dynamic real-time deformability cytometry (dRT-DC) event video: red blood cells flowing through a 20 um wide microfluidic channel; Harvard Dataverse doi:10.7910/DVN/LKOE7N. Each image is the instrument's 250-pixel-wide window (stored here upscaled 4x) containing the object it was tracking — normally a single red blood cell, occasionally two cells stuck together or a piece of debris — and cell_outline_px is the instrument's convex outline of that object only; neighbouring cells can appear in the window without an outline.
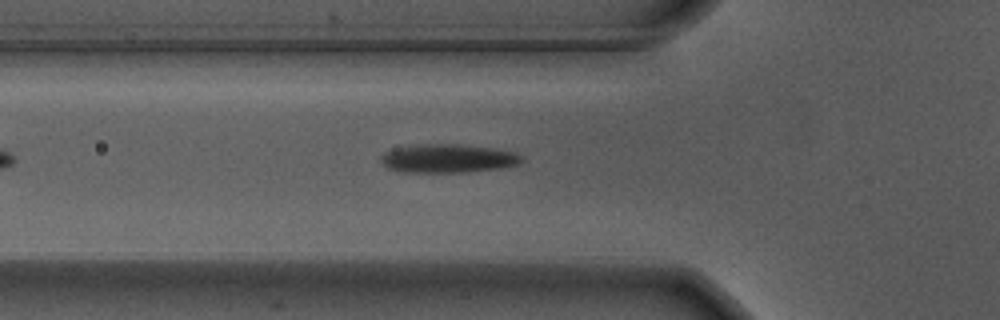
{"species": "Egyptian fruit bat (a non-hibernating species)", "species_latin": "Rousettus aegyptiacus", "temperature_condition": "warm", "stored_images_in_passage": 39, "camera_frame_rate_fps": 3000, "um_per_image_px": 0.085, "animal": {"sex": "male"}, "frame": {"image": 1, "passage_image": 9, "time_ms": 2.667, "image_size_px": [1000, 320], "cell_outline_px": [[524, 160], [520, 164], [504, 168], [468, 172], [400, 172], [388, 168], [380, 164], [380, 156], [384, 152], [396, 148], [428, 144], [456, 144], [492, 148], [516, 152], [524, 156]], "centroid_in_image_um": [38.12, 13.48], "position_along_channel_um": 87.7, "area_um2": 23.7}}
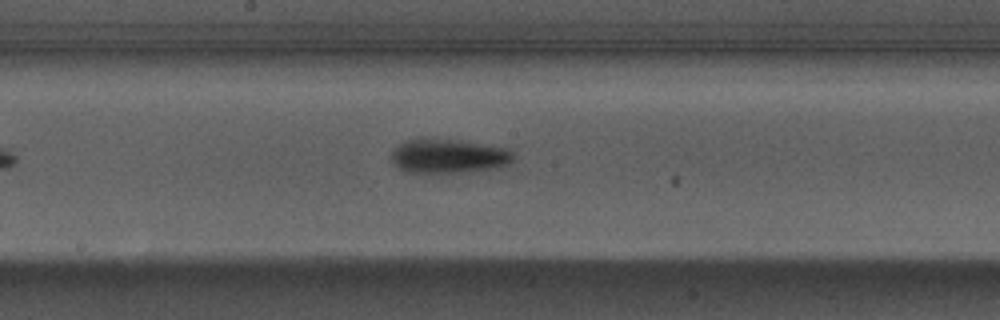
{"frame": {"image": 2, "passage_image": 19, "time_ms": 6.0, "image_size_px": [1000, 320], "cell_outline_px": [[512, 160], [508, 164], [496, 168], [460, 172], [408, 172], [400, 168], [392, 160], [392, 148], [408, 140], [448, 140], [508, 148], [512, 152]], "centroid_in_image_um": [38.12, 13.29], "position_along_channel_um": 210.1, "area_um2": 23.35}}
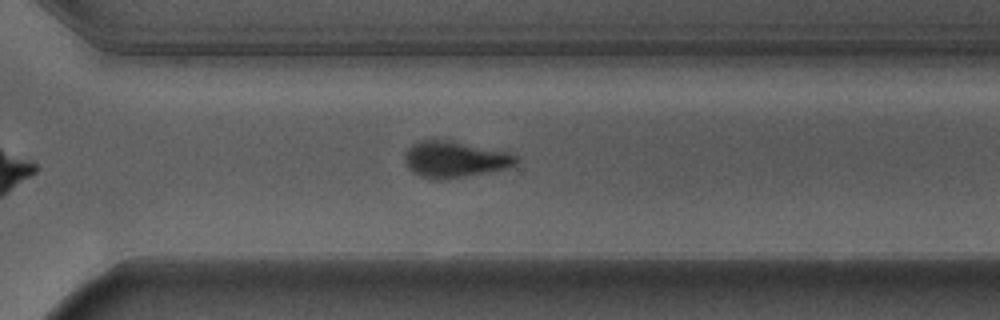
{"frame": {"image": 3, "passage_image": 29, "time_ms": 9.333, "image_size_px": [1000, 320], "cell_outline_px": [[520, 160], [516, 164], [508, 168], [444, 180], [436, 180], [420, 176], [412, 172], [408, 168], [404, 160], [404, 156], [408, 148], [412, 144], [420, 140], [444, 140], [512, 152]], "centroid_in_image_um": [38.66, 13.55], "position_along_channel_um": 331.9, "area_um2": 23.58}, "authors_computed_cell_mechanics": {"area_um2": 23.4668, "velocity_mm_per_s": 3.6662, "shape_relaxation_time_tau1_ms": 3.4236, "shape_relaxation_time_tau2_ms": 2.1675, "deformation_change_tau1": 0.1649, "deformation_change_tau2": 0.0808}}